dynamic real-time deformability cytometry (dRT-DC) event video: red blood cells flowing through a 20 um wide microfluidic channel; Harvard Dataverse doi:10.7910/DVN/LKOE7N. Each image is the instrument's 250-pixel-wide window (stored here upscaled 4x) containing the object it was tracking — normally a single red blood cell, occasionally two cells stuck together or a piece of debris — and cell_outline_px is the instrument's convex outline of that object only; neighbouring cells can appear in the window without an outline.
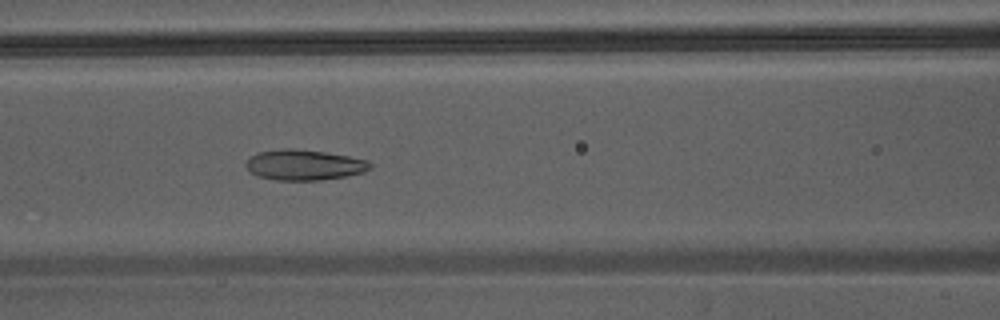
{"species": "Egyptian fruit bat (a non-hibernating species)", "species_latin": "Rousettus aegyptiacus", "temperature_condition": "warm", "stored_images_in_passage": 46, "camera_frame_rate_fps": 3000, "um_per_image_px": 0.085, "animal": {"sex": "male"}, "frame": {"image": 1, "passage_image": 21, "time_ms": 6.667, "image_size_px": [1000, 320], "cell_outline_px": [[372, 168], [364, 172], [344, 176], [320, 180], [276, 180], [256, 176], [248, 172], [244, 164], [256, 152], [280, 148], [292, 148], [324, 152], [348, 156], [368, 160], [372, 164]], "centroid_in_image_um": [25.81, 14.01], "position_along_channel_um": 140.8, "area_um2": 22.25}}
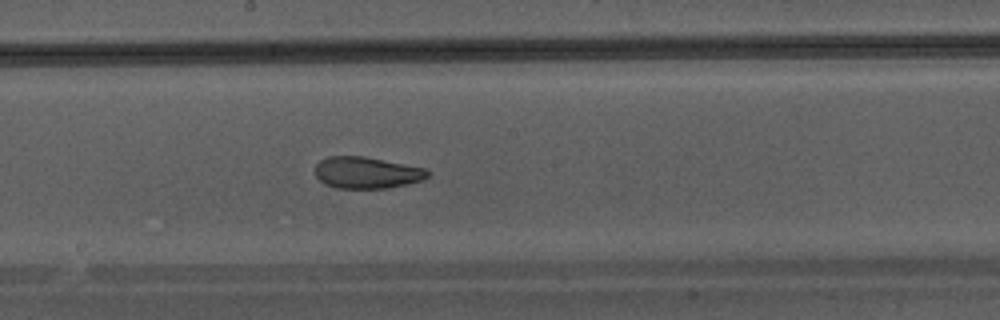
{"frame": {"image": 2, "passage_image": 26, "time_ms": 8.333, "image_size_px": [1000, 320], "cell_outline_px": [[428, 176], [420, 180], [408, 184], [388, 188], [336, 188], [324, 184], [316, 176], [316, 164], [320, 160], [328, 156], [364, 156], [424, 168], [428, 172]], "centroid_in_image_um": [31.13, 14.68], "position_along_channel_um": 217.1, "area_um2": 20.58}}
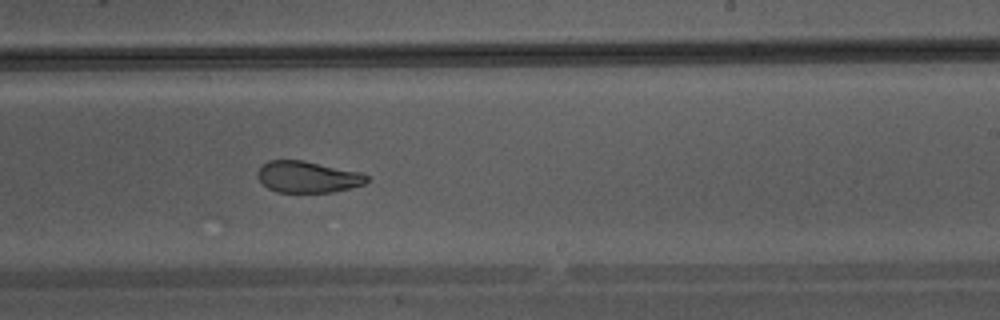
{"frame": {"image": 3, "passage_image": 29, "time_ms": 9.333, "image_size_px": [1000, 320], "cell_outline_px": [[368, 180], [364, 184], [332, 192], [276, 192], [268, 188], [256, 176], [256, 172], [268, 160], [304, 160], [360, 172], [368, 176]], "centroid_in_image_um": [26.13, 15.03], "position_along_channel_um": 262.9, "area_um2": 19.94}}